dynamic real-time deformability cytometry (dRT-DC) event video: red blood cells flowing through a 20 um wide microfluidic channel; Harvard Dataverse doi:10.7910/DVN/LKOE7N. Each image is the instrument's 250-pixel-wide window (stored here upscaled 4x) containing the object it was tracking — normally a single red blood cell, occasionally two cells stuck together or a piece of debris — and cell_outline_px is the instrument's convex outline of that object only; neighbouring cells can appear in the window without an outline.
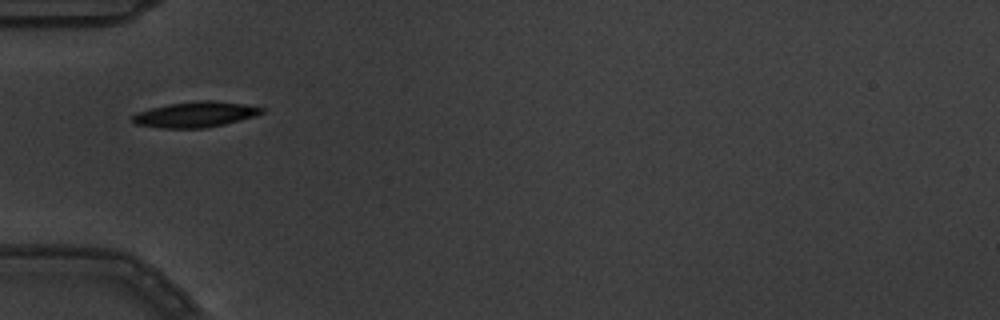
{"species": "common noctule bat (a hibernating species)", "species_latin": "Nyctalus noctula", "temperature_condition": "warm", "stored_images_in_passage": 2, "camera_frame_rate_fps": 3000, "um_per_image_px": 0.085, "animal": {"sex": "male", "body_mass_g": 19.5, "forearm_length_mm": 54.6}, "frame": {"image": 1, "passage_image": 1, "time_ms": 0.0, "image_size_px": [1000, 320], "cell_outline_px": [[264, 112], [256, 116], [224, 124], [204, 128], [160, 128], [136, 124], [132, 120], [132, 116], [136, 112], [168, 104], [196, 100], [212, 100], [244, 104], [264, 108]], "centroid_in_image_um": [16.61, 9.72], "position_along_channel_um": 68.4, "area_um2": 19.25}}